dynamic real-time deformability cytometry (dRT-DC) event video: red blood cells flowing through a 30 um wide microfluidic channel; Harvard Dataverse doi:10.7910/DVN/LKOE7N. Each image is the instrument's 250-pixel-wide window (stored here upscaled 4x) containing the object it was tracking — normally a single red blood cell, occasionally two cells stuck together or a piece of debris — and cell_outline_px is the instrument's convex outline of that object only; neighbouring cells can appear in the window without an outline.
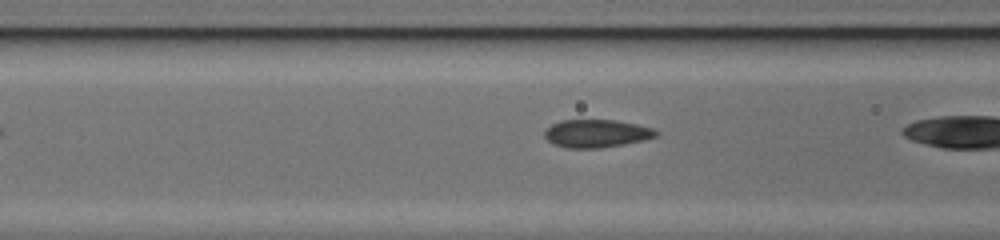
{"species": "common noctule bat (a hibernating species)", "species_latin": "Nyctalus noctula", "temperature_condition": "cold", "stored_images_in_passage": 11, "camera_frame_rate_fps": 3000, "um_per_image_px": 0.085, "animal": {"sex": "female", "body_mass_g": 17.0, "forearm_length_mm": 48.0}, "frame": {"image": 1, "passage_image": 7, "time_ms": 2.0, "image_size_px": [1000, 240], "cell_outline_px": [[660, 132], [656, 136], [644, 140], [624, 144], [600, 148], [564, 148], [552, 144], [544, 136], [544, 128], [560, 120], [616, 120], [636, 124], [652, 128]], "centroid_in_image_um": [50.66, 11.35], "position_along_channel_um": 115.9, "area_um2": 18.32}}
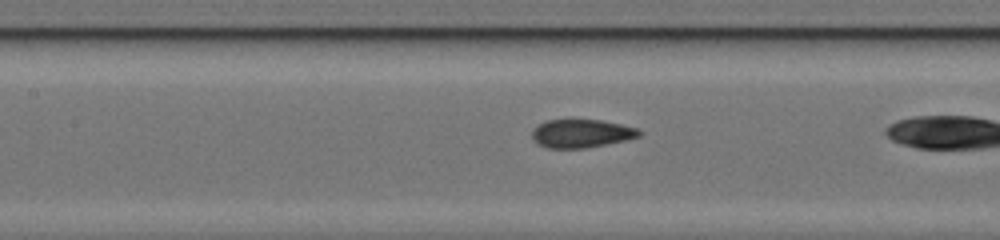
{"frame": {"image": 2, "passage_image": 10, "time_ms": 3.0, "image_size_px": [1000, 240], "cell_outline_px": [[640, 136], [624, 140], [584, 148], [548, 148], [532, 140], [532, 128], [536, 124], [548, 120], [600, 120], [620, 124], [636, 128], [640, 132]], "centroid_in_image_um": [49.35, 11.34], "position_along_channel_um": 158.1, "area_um2": 17.46}}